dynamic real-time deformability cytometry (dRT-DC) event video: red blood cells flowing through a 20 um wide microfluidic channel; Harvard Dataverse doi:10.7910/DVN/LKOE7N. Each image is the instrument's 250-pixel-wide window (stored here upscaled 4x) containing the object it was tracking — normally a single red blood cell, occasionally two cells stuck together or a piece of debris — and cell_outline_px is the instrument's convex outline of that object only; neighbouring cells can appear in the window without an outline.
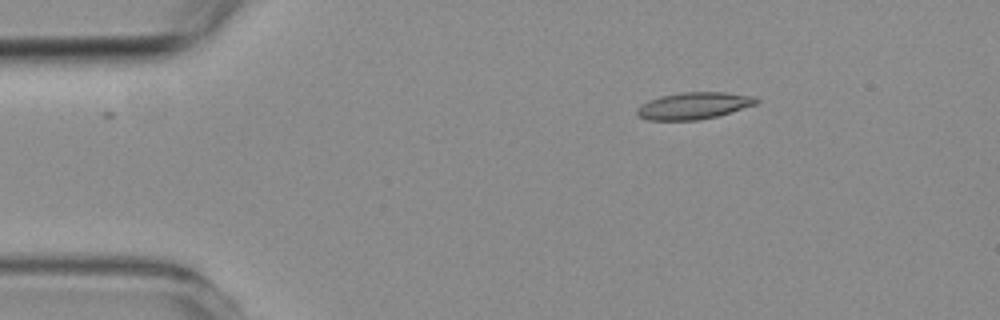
{"species": "common noctule bat (a hibernating species)", "species_latin": "Nyctalus noctula", "temperature_condition": "room temperature", "stored_images_in_passage": 3, "camera_frame_rate_fps": 3000, "um_per_image_px": 0.085, "animal": {"sex": "female", "body_mass_g": 19.3, "forearm_length_mm": 54.1}, "frame": {"image": 1, "passage_image": 1, "time_ms": 0.0, "image_size_px": [1000, 320], "cell_outline_px": [[760, 100], [756, 104], [716, 116], [696, 120], [648, 120], [640, 116], [636, 112], [648, 100], [660, 96], [680, 92], [724, 92], [756, 96]], "centroid_in_image_um": [59.01, 8.97], "position_along_channel_um": 26.0, "area_um2": 18.44}}
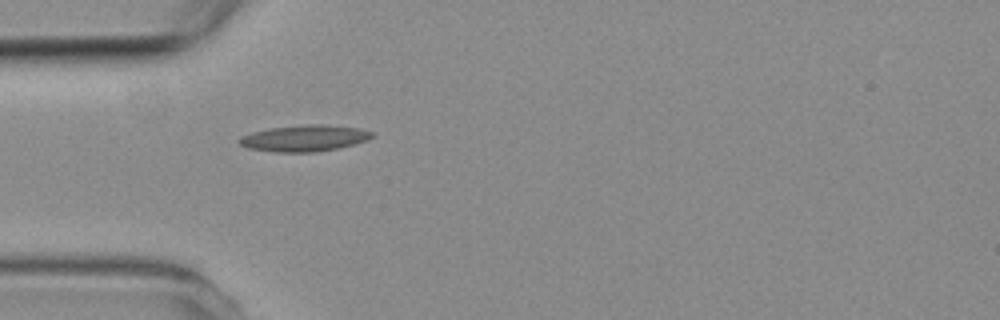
{"frame": {"image": 2, "passage_image": 3, "time_ms": 2.333, "image_size_px": [1000, 320], "cell_outline_px": [[376, 136], [368, 140], [336, 148], [316, 152], [276, 152], [248, 148], [240, 144], [236, 140], [240, 136], [252, 132], [268, 128], [308, 124], [312, 124], [360, 128], [376, 132]], "centroid_in_image_um": [25.87, 11.74], "position_along_channel_um": 59.1, "area_um2": 20.4}}